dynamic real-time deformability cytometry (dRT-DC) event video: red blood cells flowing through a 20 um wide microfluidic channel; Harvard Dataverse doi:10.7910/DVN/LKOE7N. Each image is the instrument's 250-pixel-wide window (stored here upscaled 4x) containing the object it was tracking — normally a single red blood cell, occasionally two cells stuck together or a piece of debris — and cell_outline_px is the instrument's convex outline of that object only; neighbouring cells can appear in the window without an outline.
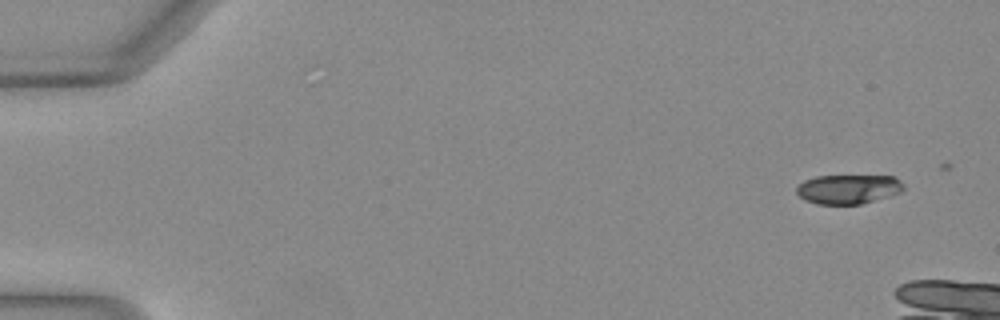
{"species": "Egyptian fruit bat (a non-hibernating species)", "species_latin": "Rousettus aegyptiacus", "temperature_condition": "warm", "stored_images_in_passage": 15, "camera_frame_rate_fps": 3000, "um_per_image_px": 0.085, "animal": {"sex": "female"}, "frame": {"image": 1, "passage_image": 1, "time_ms": 0.0, "image_size_px": [1000, 320], "cell_outline_px": [[904, 188], [900, 192], [888, 196], [860, 204], [816, 204], [800, 196], [796, 192], [796, 188], [804, 180], [816, 176], [892, 176], [900, 180], [904, 184]], "centroid_in_image_um": [72.1, 16.07], "position_along_channel_um": 12.9, "area_um2": 18.09}}
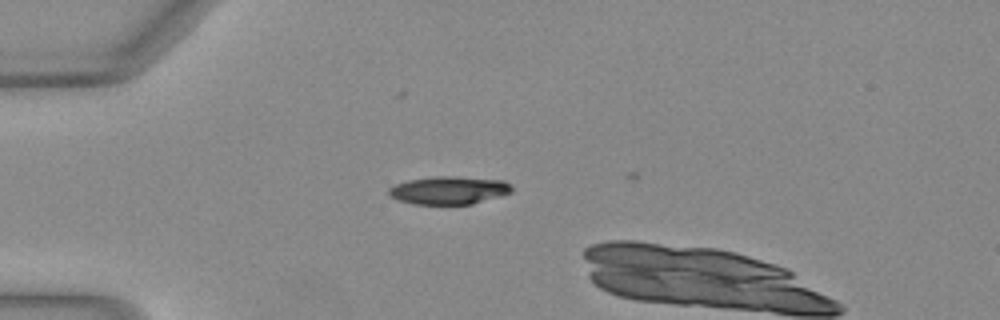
{"frame": {"image": 2, "passage_image": 12, "time_ms": 3.667, "image_size_px": [1000, 320], "cell_outline_px": [[512, 192], [472, 204], [412, 204], [388, 196], [388, 188], [396, 184], [408, 180], [436, 176], [456, 176], [504, 180], [512, 188]], "centroid_in_image_um": [38.13, 16.17], "position_along_channel_um": 46.9, "area_um2": 20.0}}